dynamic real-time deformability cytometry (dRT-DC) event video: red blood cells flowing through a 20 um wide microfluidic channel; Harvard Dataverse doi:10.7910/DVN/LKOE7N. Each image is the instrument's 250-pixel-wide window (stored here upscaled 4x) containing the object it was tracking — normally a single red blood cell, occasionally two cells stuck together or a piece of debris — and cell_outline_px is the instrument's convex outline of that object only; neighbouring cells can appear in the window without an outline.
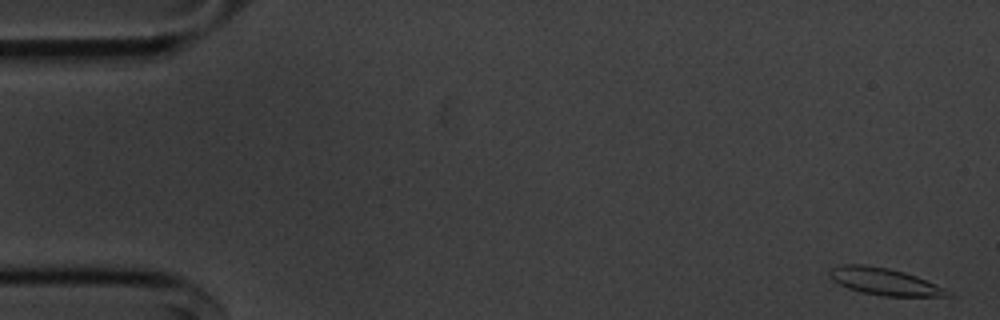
{"species": "common noctule bat (a hibernating species)", "species_latin": "Nyctalus noctula", "temperature_condition": "cold", "stored_images_in_passage": 55, "segment_of_instrument_passage": [1, 2], "camera_frame_rate_fps": 3000, "um_per_image_px": 0.085, "animal": {"sex": "male", "body_mass_g": 20.1, "forearm_length_mm": 53.5}, "frame": {"image": 1, "passage_image": 1, "time_ms": 0.0, "image_size_px": [1000, 320], "cell_outline_px": [[952, 296], [884, 296], [860, 292], [848, 288], [832, 280], [828, 272], [832, 268], [844, 264], [864, 264], [888, 268], [904, 272], [916, 276], [936, 284], [944, 288]], "centroid_in_image_um": [75.14, 23.93], "position_along_channel_um": 9.9, "area_um2": 18.38}}
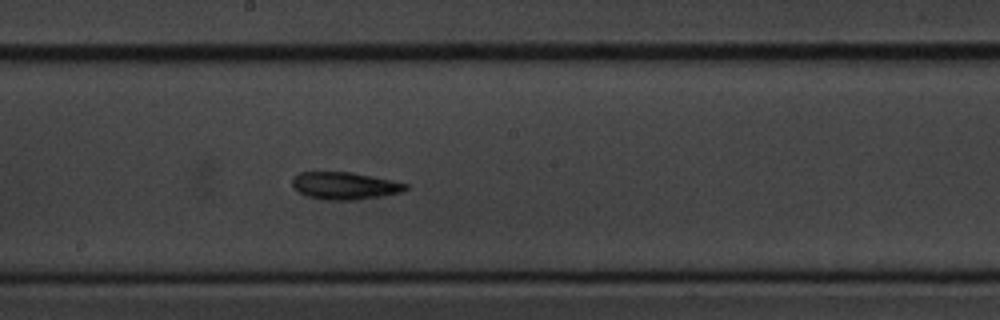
{"frame": {"image": 2, "passage_image": 29, "time_ms": 9.333, "image_size_px": [1000, 320], "cell_outline_px": [[408, 188], [400, 192], [380, 196], [356, 200], [324, 200], [308, 196], [292, 188], [292, 180], [300, 172], [352, 172], [372, 176], [408, 184]], "centroid_in_image_um": [29.28, 15.79], "position_along_channel_um": 218.9, "area_um2": 17.92}}
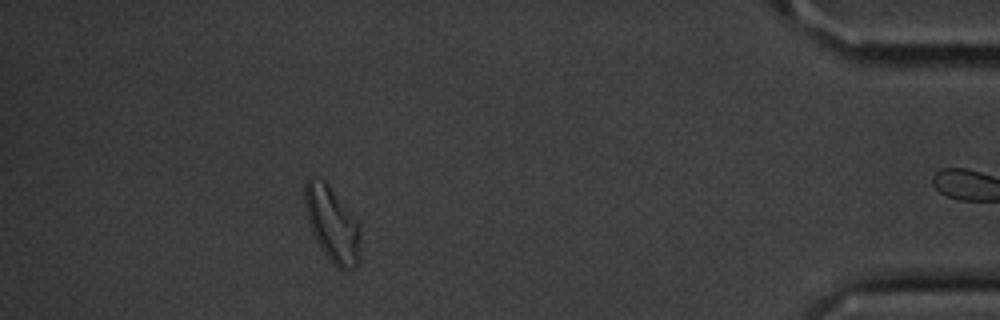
{"frame": {"image": 3, "passage_image": 49, "time_ms": 16.0, "image_size_px": [1000, 320], "cell_outline_px": [[360, 256], [356, 264], [352, 268], [340, 268], [332, 264], [316, 240], [312, 232], [308, 220], [304, 204], [304, 184], [308, 176], [312, 176], [324, 180], [328, 184], [360, 224]], "centroid_in_image_um": [28.22, 19.01], "position_along_channel_um": 407.0, "area_um2": 24.28}}